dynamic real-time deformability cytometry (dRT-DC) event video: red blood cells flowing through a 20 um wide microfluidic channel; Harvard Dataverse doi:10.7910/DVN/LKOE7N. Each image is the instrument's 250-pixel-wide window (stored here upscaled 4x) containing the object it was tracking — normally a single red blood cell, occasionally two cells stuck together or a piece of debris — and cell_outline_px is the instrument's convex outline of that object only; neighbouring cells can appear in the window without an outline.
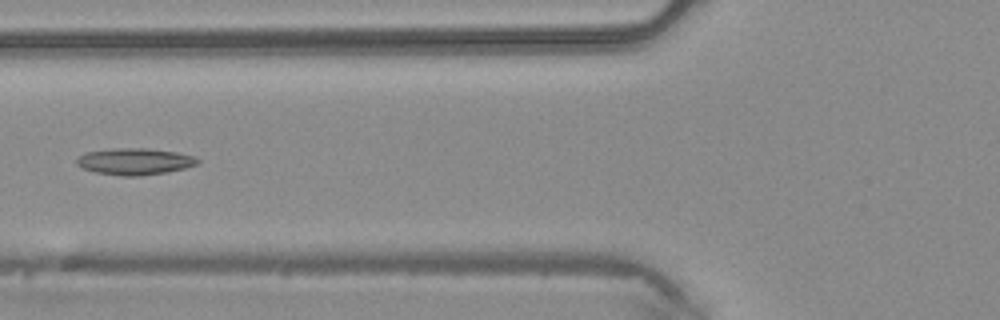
{"species": "common noctule bat (a hibernating species)", "species_latin": "Nyctalus noctula", "temperature_condition": "warm", "stored_images_in_passage": 6, "camera_frame_rate_fps": 3000, "um_per_image_px": 0.085, "animal": {"sex": "male", "body_mass_g": 20.4}, "frame": {"image": 1, "passage_image": 6, "time_ms": 1.667, "image_size_px": [1000, 320], "cell_outline_px": [[200, 160], [196, 164], [184, 168], [168, 172], [136, 176], [120, 176], [96, 172], [84, 168], [76, 164], [76, 160], [80, 156], [88, 152], [112, 148], [148, 148], [176, 152], [196, 156]], "centroid_in_image_um": [11.48, 13.72], "position_along_channel_um": 114.3, "area_um2": 18.67}}